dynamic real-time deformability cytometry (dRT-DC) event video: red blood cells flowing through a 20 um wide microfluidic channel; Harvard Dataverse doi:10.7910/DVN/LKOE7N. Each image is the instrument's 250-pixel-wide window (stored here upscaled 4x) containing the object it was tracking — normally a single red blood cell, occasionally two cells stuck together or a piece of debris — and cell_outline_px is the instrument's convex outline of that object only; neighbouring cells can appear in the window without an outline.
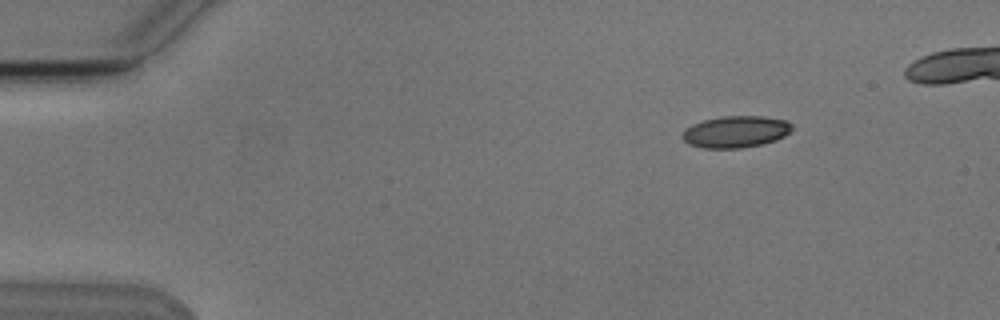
{"species": "Egyptian fruit bat (a non-hibernating species)", "species_latin": "Rousettus aegyptiacus", "temperature_condition": "cold", "stored_images_in_passage": 3, "camera_frame_rate_fps": 3000, "um_per_image_px": 0.085, "animal": {"sex": "male"}, "frame": {"image": 1, "passage_image": 3, "time_ms": 3.333, "image_size_px": [1000, 320], "cell_outline_px": [[796, 128], [784, 136], [776, 140], [760, 144], [740, 148], [704, 148], [688, 144], [680, 136], [684, 128], [692, 124], [704, 120], [720, 116], [764, 116], [788, 120]], "centroid_in_image_um": [62.55, 11.18], "position_along_channel_um": 22.5, "area_um2": 20.58}}